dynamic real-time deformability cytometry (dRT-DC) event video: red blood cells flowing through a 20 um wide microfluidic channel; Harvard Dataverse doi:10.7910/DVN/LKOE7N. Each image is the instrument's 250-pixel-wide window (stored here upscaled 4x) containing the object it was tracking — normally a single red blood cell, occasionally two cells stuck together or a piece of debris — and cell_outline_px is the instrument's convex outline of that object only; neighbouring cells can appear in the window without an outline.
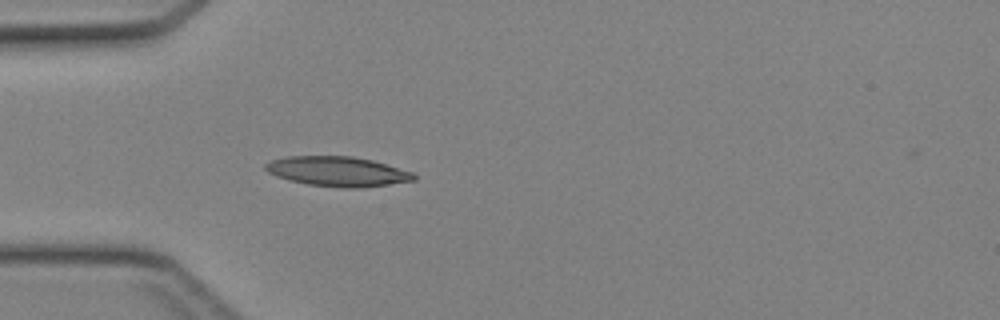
{"species": "Egyptian fruit bat (a non-hibernating species)", "species_latin": "Rousettus aegyptiacus", "temperature_condition": "cold", "stored_images_in_passage": 44, "camera_frame_rate_fps": 3000, "um_per_image_px": 0.085, "animal": {"sex": "female"}, "frame": {"image": 1, "passage_image": 13, "time_ms": 4.0, "image_size_px": [1000, 320], "cell_outline_px": [[416, 180], [360, 188], [344, 188], [308, 184], [288, 180], [276, 176], [268, 172], [264, 168], [264, 164], [272, 160], [288, 156], [352, 156], [372, 160], [412, 172], [416, 176]], "centroid_in_image_um": [28.67, 14.57], "position_along_channel_um": 56.3, "area_um2": 25.66}}
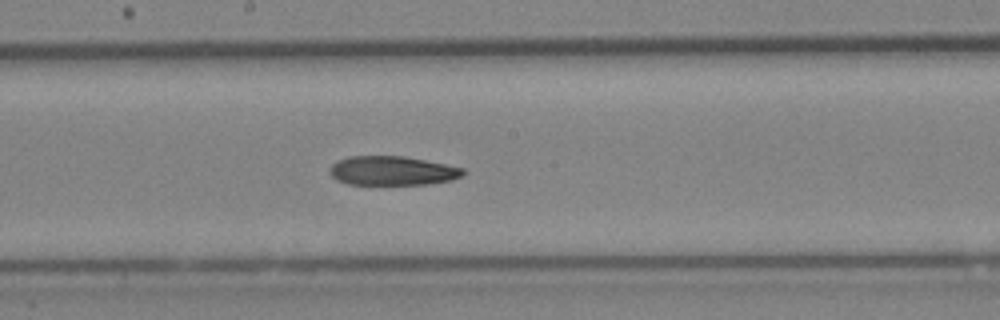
{"frame": {"image": 2, "passage_image": 24, "time_ms": 7.667, "image_size_px": [1000, 320], "cell_outline_px": [[468, 172], [452, 180], [428, 184], [348, 184], [336, 180], [328, 172], [328, 168], [336, 160], [348, 156], [404, 156], [464, 168]], "centroid_in_image_um": [33.31, 14.51], "position_along_channel_um": 214.9, "area_um2": 22.77}}
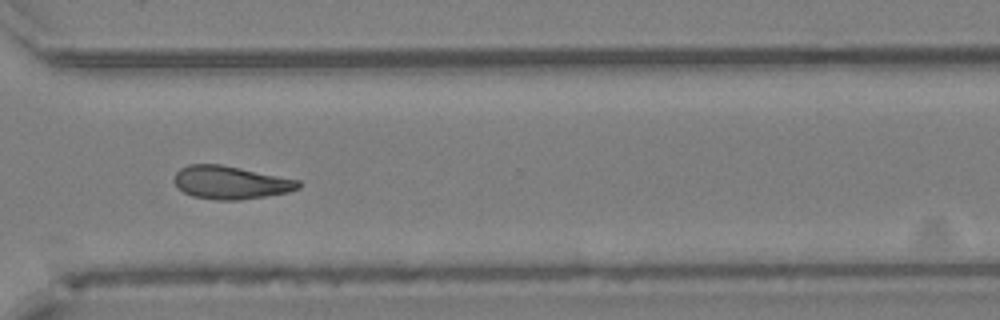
{"frame": {"image": 3, "passage_image": 33, "time_ms": 10.667, "image_size_px": [1000, 320], "cell_outline_px": [[300, 188], [288, 192], [240, 200], [216, 200], [192, 196], [184, 192], [176, 184], [176, 172], [180, 168], [188, 164], [220, 164], [300, 180]], "centroid_in_image_um": [19.62, 15.51], "position_along_channel_um": 351.0, "area_um2": 23.7}}